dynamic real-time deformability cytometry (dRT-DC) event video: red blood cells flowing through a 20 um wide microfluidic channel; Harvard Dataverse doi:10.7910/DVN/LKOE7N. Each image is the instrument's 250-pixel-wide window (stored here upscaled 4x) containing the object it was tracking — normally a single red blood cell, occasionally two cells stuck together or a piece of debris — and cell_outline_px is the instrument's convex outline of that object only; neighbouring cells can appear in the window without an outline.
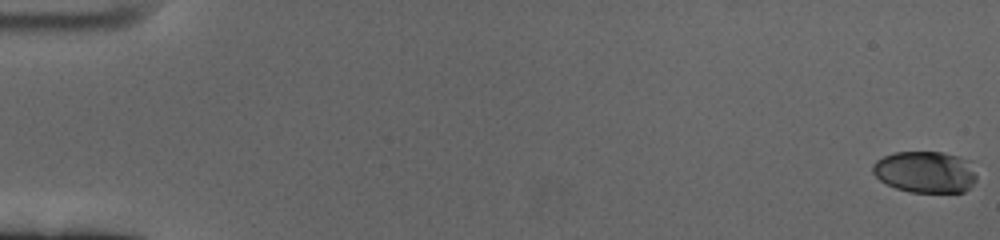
{"species": "human", "species_latin": "Homo sapiens", "temperature_condition": "cold", "stored_images_in_passage": 19, "camera_frame_rate_fps": 3000, "um_per_image_px": 0.085, "donor": {"sex": "female"}, "frame": {"image": 1, "passage_image": 1, "time_ms": 0.0, "image_size_px": [1000, 240], "cell_outline_px": [[976, 180], [964, 192], [912, 192], [896, 188], [880, 180], [872, 172], [872, 164], [876, 160], [884, 156], [896, 152], [940, 152], [972, 160], [976, 176]], "centroid_in_image_um": [78.67, 14.61], "position_along_channel_um": 6.3, "area_um2": 25.26}}
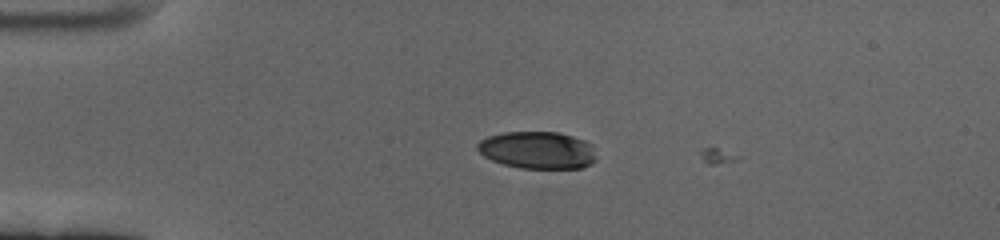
{"frame": {"image": 2, "passage_image": 16, "time_ms": 5.0, "image_size_px": [1000, 240], "cell_outline_px": [[596, 160], [592, 164], [584, 168], [520, 168], [504, 164], [492, 160], [484, 156], [476, 148], [476, 144], [480, 140], [488, 136], [504, 132], [560, 132], [584, 140], [592, 144]], "centroid_in_image_um": [45.7, 12.76], "position_along_channel_um": 39.3, "area_um2": 25.95}}